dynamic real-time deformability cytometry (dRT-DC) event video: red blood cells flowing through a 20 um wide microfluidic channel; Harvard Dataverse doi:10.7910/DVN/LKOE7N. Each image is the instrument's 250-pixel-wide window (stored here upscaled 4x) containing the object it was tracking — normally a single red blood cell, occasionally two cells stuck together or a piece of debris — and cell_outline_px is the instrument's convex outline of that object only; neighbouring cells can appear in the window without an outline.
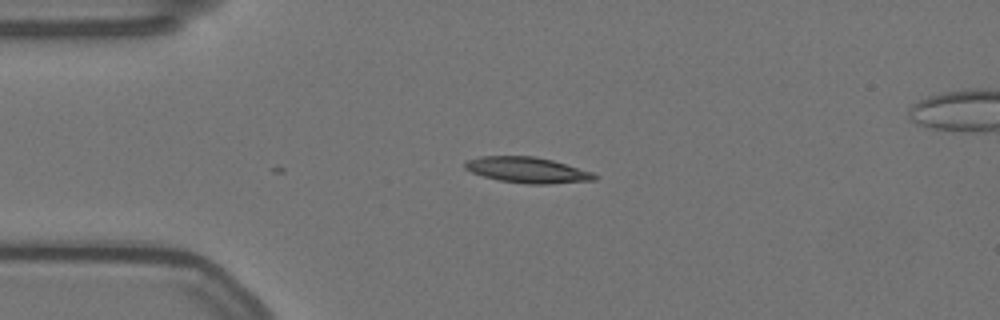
{"species": "Egyptian fruit bat (a non-hibernating species)", "species_latin": "Rousettus aegyptiacus", "temperature_condition": "warm", "stored_images_in_passage": 8, "camera_frame_rate_fps": 3000, "um_per_image_px": 0.085, "animal": {"sex": "female"}, "frame": {"image": 1, "passage_image": 1, "time_ms": 0.0, "image_size_px": [1000, 320], "cell_outline_px": [[596, 180], [548, 184], [528, 184], [500, 180], [484, 176], [472, 172], [464, 168], [464, 164], [468, 160], [480, 156], [536, 156], [552, 160], [592, 172], [596, 176]], "centroid_in_image_um": [44.82, 14.45], "position_along_channel_um": 40.2, "area_um2": 19.25}}
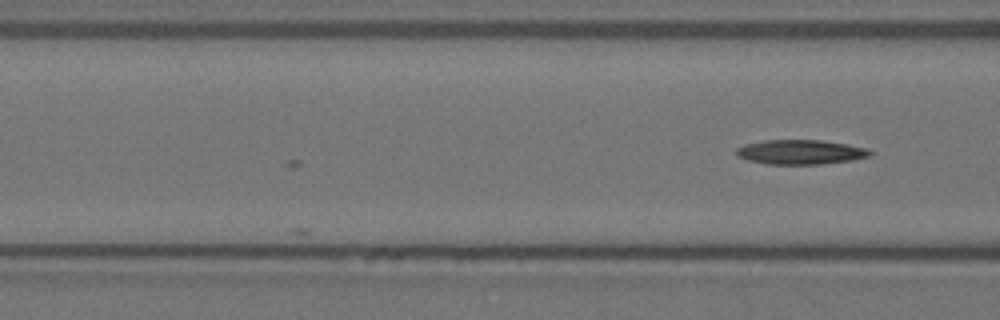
{"frame": {"image": 2, "passage_image": 8, "time_ms": 2.333, "image_size_px": [1000, 320], "cell_outline_px": [[872, 156], [852, 160], [820, 164], [768, 164], [748, 160], [736, 156], [736, 148], [744, 144], [764, 140], [820, 140], [848, 144], [868, 148], [872, 152]], "centroid_in_image_um": [68.05, 12.92], "position_along_channel_um": 98.5, "area_um2": 19.25}}